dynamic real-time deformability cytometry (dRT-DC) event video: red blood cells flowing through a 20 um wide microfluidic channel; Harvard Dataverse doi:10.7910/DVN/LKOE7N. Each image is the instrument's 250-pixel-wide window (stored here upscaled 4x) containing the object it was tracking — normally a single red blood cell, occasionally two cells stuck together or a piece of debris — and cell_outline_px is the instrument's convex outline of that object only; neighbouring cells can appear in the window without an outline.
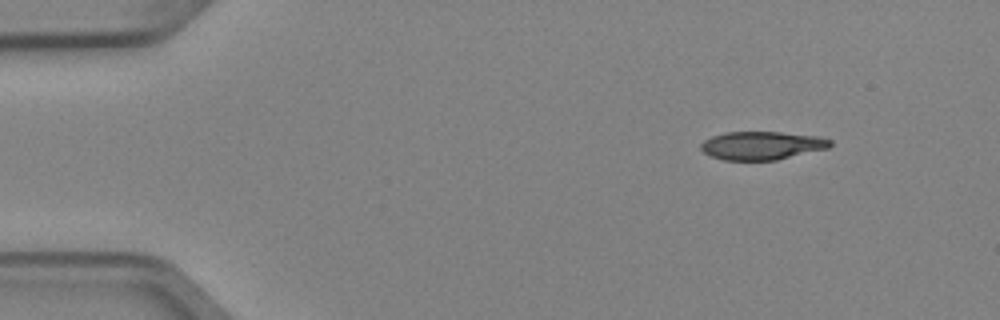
{"species": "Egyptian fruit bat (a non-hibernating species)", "species_latin": "Rousettus aegyptiacus", "temperature_condition": "cold", "stored_images_in_passage": 8, "camera_frame_rate_fps": 3000, "um_per_image_px": 0.085, "animal": {"sex": "female"}, "frame": {"image": 1, "passage_image": 2, "time_ms": 0.333, "image_size_px": [1000, 320], "cell_outline_px": [[832, 144], [828, 148], [776, 160], [724, 160], [712, 156], [704, 152], [700, 148], [700, 144], [704, 140], [712, 136], [724, 132], [780, 132], [820, 136], [832, 140]], "centroid_in_image_um": [64.76, 12.36], "position_along_channel_um": 20.2, "area_um2": 21.33}}
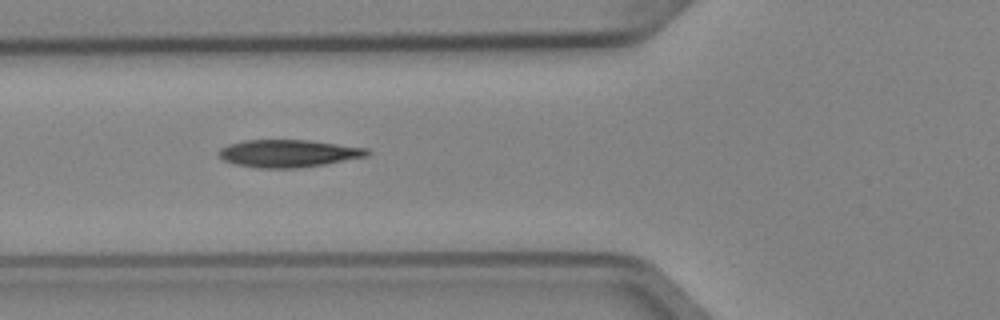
{"frame": {"image": 2, "passage_image": 6, "time_ms": 1.667, "image_size_px": [1000, 320], "cell_outline_px": [[372, 152], [368, 156], [324, 164], [296, 168], [260, 168], [236, 164], [224, 160], [220, 156], [220, 148], [228, 144], [244, 140], [308, 140], [368, 148]], "centroid_in_image_um": [24.54, 13.03], "position_along_channel_um": 101.3, "area_um2": 23.64}}
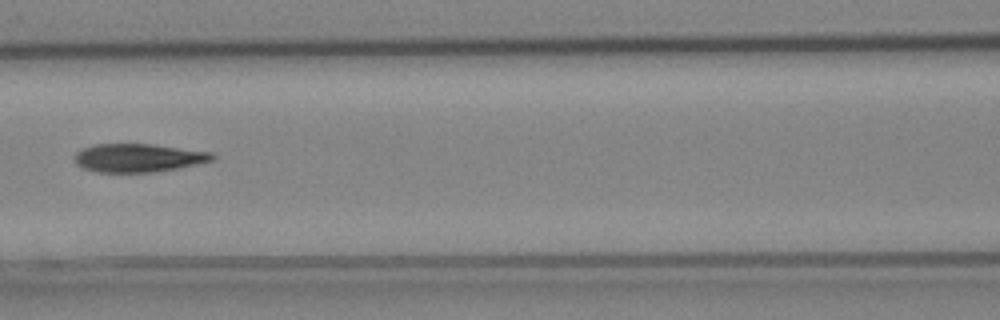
{"frame": {"image": 3, "passage_image": 7, "time_ms": 2.0, "image_size_px": [1000, 320], "cell_outline_px": [[216, 156], [212, 160], [176, 168], [152, 172], [96, 172], [84, 168], [76, 164], [72, 156], [76, 152], [84, 148], [96, 144], [152, 144], [212, 152]], "centroid_in_image_um": [11.71, 13.41], "position_along_channel_um": 154.9, "area_um2": 22.6}}